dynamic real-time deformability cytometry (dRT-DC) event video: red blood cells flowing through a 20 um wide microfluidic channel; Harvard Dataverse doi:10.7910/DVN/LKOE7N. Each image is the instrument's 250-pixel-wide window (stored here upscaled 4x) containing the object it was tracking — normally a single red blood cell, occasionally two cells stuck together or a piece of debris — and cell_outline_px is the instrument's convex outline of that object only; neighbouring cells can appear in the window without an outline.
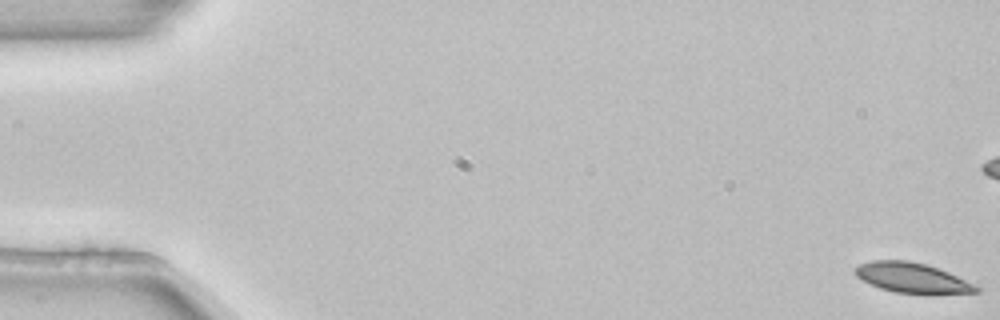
{"species": "common noctule bat (a hibernating species)", "species_latin": "Nyctalus noctula", "temperature_condition": "room temperature", "stored_images_in_passage": 7, "camera_frame_rate_fps": 3000, "um_per_image_px": 0.085, "animal": {"sex": "female", "body_mass_g": 22.7, "forearm_length_mm": 54.2}, "frame": {"image": 1, "passage_image": 1, "time_ms": 0.0, "image_size_px": [1000, 320], "cell_outline_px": [[980, 292], [928, 296], [896, 292], [880, 288], [856, 276], [856, 268], [860, 264], [872, 260], [908, 260], [924, 264], [948, 272], [980, 288]], "centroid_in_image_um": [77.58, 23.66], "position_along_channel_um": 7.4, "area_um2": 21.33}}